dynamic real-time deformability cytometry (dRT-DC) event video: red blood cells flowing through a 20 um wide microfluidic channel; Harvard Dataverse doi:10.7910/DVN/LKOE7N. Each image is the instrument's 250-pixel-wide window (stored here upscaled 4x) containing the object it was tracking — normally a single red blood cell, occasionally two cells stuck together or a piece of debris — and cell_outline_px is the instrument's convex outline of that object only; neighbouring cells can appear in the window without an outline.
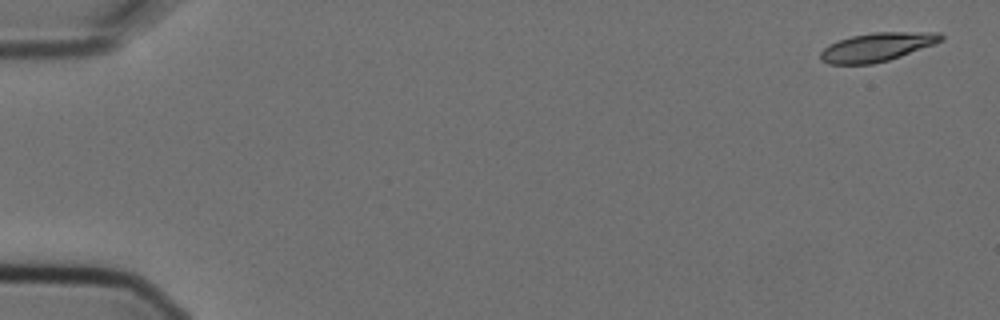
{"species": "Egyptian fruit bat (a non-hibernating species)", "species_latin": "Rousettus aegyptiacus", "temperature_condition": "cold", "stored_images_in_passage": 5, "camera_frame_rate_fps": 3000, "um_per_image_px": 0.085, "animal": {"sex": "female"}, "frame": {"image": 1, "passage_image": 1, "time_ms": 0.0, "image_size_px": [1000, 320], "cell_outline_px": [[944, 40], [936, 44], [888, 60], [872, 64], [828, 64], [820, 60], [820, 52], [828, 44], [852, 36], [872, 32], [940, 32], [944, 36]], "centroid_in_image_um": [74.57, 3.99], "position_along_channel_um": 10.4, "area_um2": 20.23}}
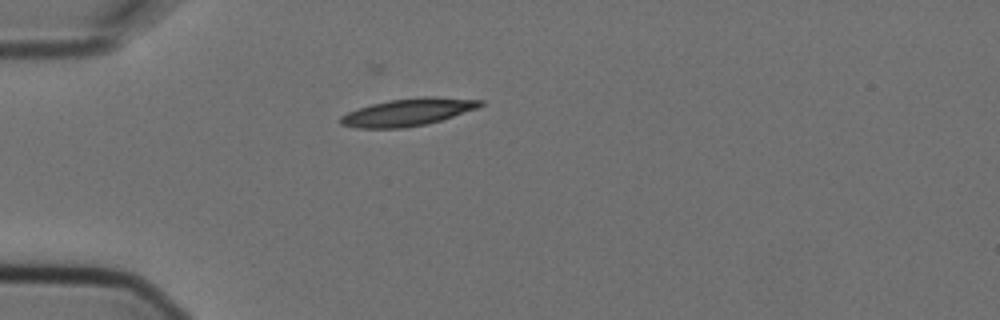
{"frame": {"image": 2, "passage_image": 5, "time_ms": 1.333, "image_size_px": [1000, 320], "cell_outline_px": [[484, 104], [476, 108], [440, 120], [424, 124], [404, 128], [356, 128], [340, 124], [340, 116], [348, 112], [372, 104], [392, 100], [424, 96], [432, 96], [484, 100]], "centroid_in_image_um": [34.66, 9.53], "position_along_channel_um": 50.3, "area_um2": 21.96}}